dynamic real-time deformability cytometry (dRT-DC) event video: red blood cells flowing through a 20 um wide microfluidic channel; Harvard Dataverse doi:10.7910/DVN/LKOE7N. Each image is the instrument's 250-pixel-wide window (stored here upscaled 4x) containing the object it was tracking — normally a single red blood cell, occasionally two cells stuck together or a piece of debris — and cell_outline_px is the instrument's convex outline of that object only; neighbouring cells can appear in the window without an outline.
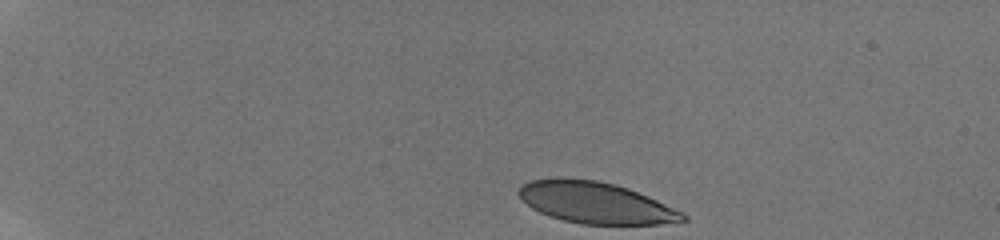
{"species": "human", "species_latin": "Homo sapiens", "temperature_condition": "room temperature", "stored_images_in_passage": 41, "camera_frame_rate_fps": 3000, "um_per_image_px": 0.085, "donor": {"sex": "male"}, "frame": {"image": 1, "passage_image": 1, "time_ms": 0.0, "image_size_px": [1000, 240], "cell_outline_px": [[688, 220], [656, 224], [580, 224], [564, 220], [540, 212], [532, 208], [516, 192], [524, 184], [532, 180], [556, 176], [564, 176], [596, 180], [616, 184], [628, 188], [648, 196], [684, 212], [688, 216]], "centroid_in_image_um": [50.64, 17.21], "position_along_channel_um": 34.4, "area_um2": 39.71}}
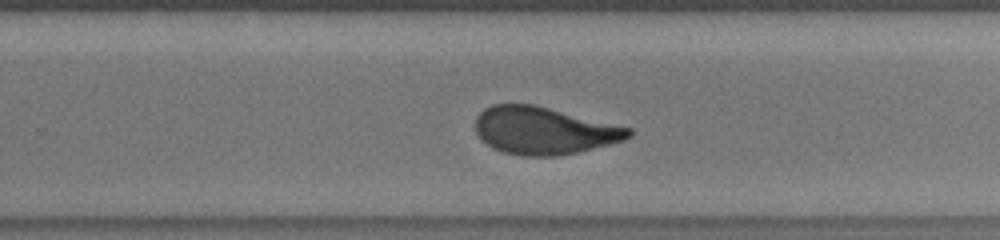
{"frame": {"image": 2, "passage_image": 29, "time_ms": 9.333, "image_size_px": [1000, 240], "cell_outline_px": [[632, 136], [624, 140], [576, 152], [556, 156], [524, 156], [504, 152], [492, 148], [480, 140], [476, 132], [476, 116], [484, 108], [492, 104], [536, 104], [632, 128]], "centroid_in_image_um": [46.21, 11.09], "position_along_channel_um": 283.6, "area_um2": 42.48}}
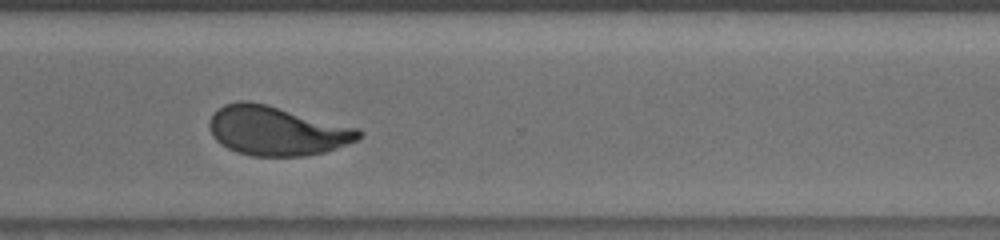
{"frame": {"image": 3, "passage_image": 34, "time_ms": 11.0, "image_size_px": [1000, 240], "cell_outline_px": [[364, 136], [348, 144], [324, 152], [304, 156], [252, 156], [236, 152], [220, 144], [212, 136], [208, 124], [212, 116], [224, 104], [240, 100], [248, 100], [268, 104], [360, 128], [364, 132]], "centroid_in_image_um": [23.55, 11.11], "position_along_channel_um": 347.0, "area_um2": 43.29}, "authors_computed_cell_mechanics": {"area_um2": 43.1188, "velocity_mm_per_s": 3.805, "shape_relaxation_time_tau1_ms": 4.5637, "shape_relaxation_time_tau2_ms": 0.8853, "deformation_change_tau1": 0.1724, "deformation_change_tau2": 0.0603}}